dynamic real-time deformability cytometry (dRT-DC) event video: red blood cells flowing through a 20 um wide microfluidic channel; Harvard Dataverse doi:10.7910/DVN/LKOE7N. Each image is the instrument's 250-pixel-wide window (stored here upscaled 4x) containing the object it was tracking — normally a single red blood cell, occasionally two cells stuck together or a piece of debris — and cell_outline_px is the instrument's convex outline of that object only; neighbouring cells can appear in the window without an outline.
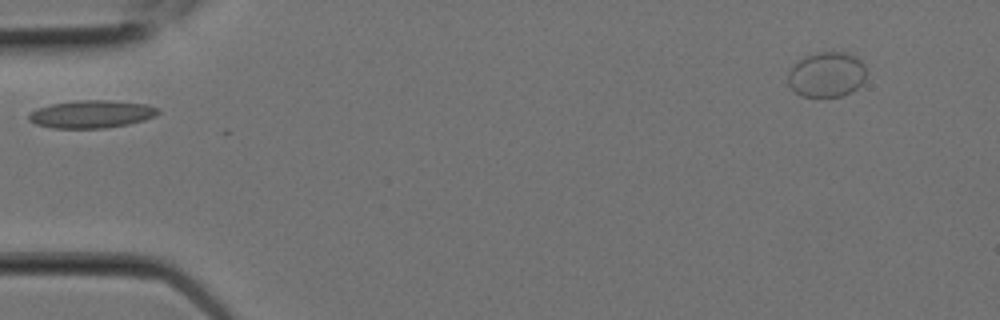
{"species": "Egyptian fruit bat (a non-hibernating species)", "species_latin": "Rousettus aegyptiacus", "temperature_condition": "room temperature", "stored_images_in_passage": 4, "camera_frame_rate_fps": 3000, "um_per_image_px": 0.085, "animal": {"sex": "female"}, "frame": {"image": 1, "passage_image": 1, "time_ms": 0.0, "image_size_px": [1000, 320], "cell_outline_px": [[160, 112], [144, 120], [128, 124], [104, 128], [52, 128], [36, 124], [28, 120], [28, 116], [32, 112], [40, 108], [52, 104], [76, 100], [112, 100], [148, 104], [160, 108]], "centroid_in_image_um": [7.81, 9.69], "position_along_channel_um": 77.2, "area_um2": 20.81}}
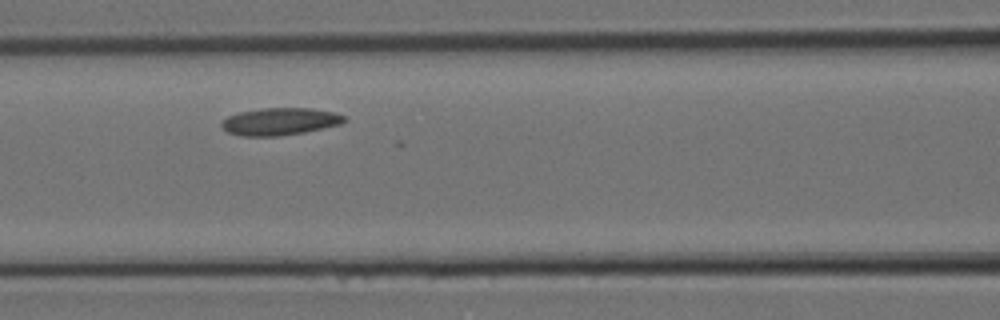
{"frame": {"image": 2, "passage_image": 3, "time_ms": 0.667, "image_size_px": [1000, 320], "cell_outline_px": [[348, 120], [340, 124], [304, 132], [280, 136], [240, 136], [228, 132], [220, 124], [228, 116], [240, 112], [264, 108], [308, 108], [332, 112], [344, 116]], "centroid_in_image_um": [23.79, 10.33], "position_along_channel_um": 142.8, "area_um2": 19.31}}
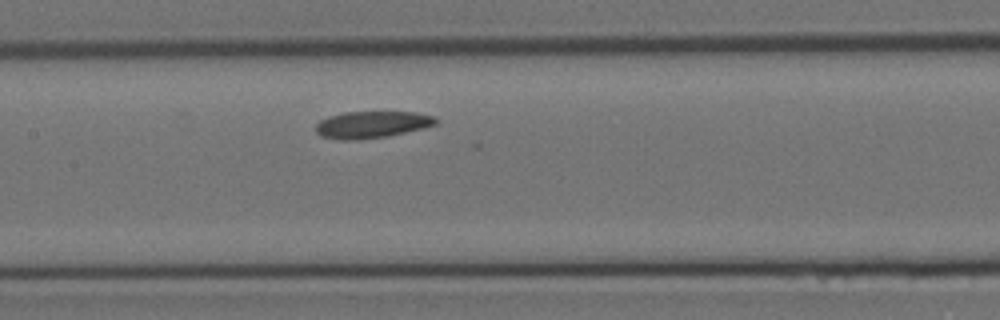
{"frame": {"image": 3, "passage_image": 4, "time_ms": 1.0, "image_size_px": [1000, 320], "cell_outline_px": [[440, 120], [436, 124], [424, 128], [388, 136], [352, 140], [340, 140], [320, 136], [316, 132], [316, 124], [320, 120], [328, 116], [344, 112], [416, 112], [436, 116]], "centroid_in_image_um": [31.63, 10.58], "position_along_channel_um": 175.8, "area_um2": 18.96}}